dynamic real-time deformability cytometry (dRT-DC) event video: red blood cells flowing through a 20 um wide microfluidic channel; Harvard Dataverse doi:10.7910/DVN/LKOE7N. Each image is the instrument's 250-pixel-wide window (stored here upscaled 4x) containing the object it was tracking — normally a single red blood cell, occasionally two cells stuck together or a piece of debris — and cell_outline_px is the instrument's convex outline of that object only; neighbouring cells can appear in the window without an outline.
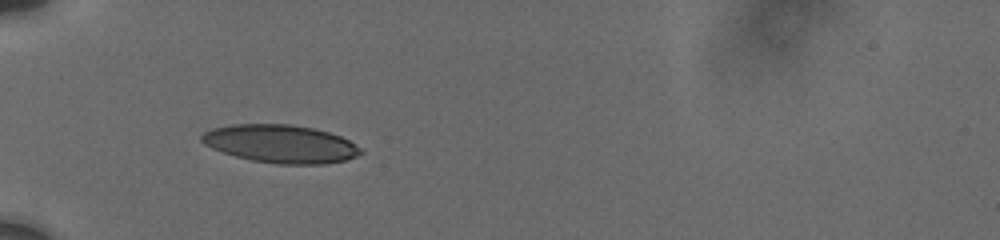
{"species": "human", "species_latin": "Homo sapiens", "temperature_condition": "cold", "stored_images_in_passage": 12, "camera_frame_rate_fps": 3000, "um_per_image_px": 0.085, "donor": {"sex": "male"}, "frame": {"image": 1, "passage_image": 1, "time_ms": 0.0, "image_size_px": [1000, 240], "cell_outline_px": [[364, 152], [356, 156], [344, 160], [324, 164], [280, 164], [252, 160], [236, 156], [212, 148], [204, 144], [200, 140], [200, 136], [204, 132], [212, 128], [232, 124], [292, 124], [312, 128], [328, 132], [340, 136], [348, 140], [360, 148]], "centroid_in_image_um": [23.83, 12.22], "position_along_channel_um": 61.2, "area_um2": 35.08}}
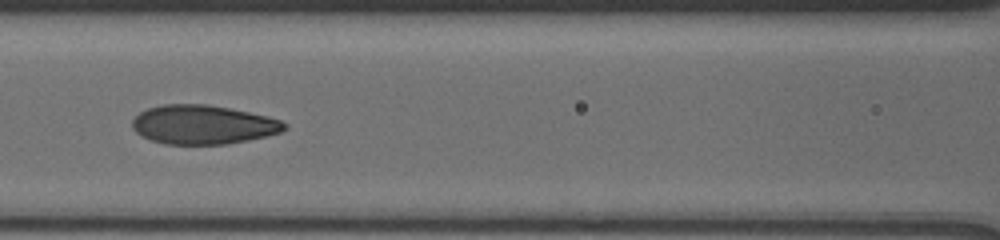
{"frame": {"image": 2, "passage_image": 6, "time_ms": 2.667, "image_size_px": [1000, 240], "cell_outline_px": [[288, 128], [280, 132], [248, 140], [228, 144], [164, 144], [140, 136], [132, 128], [132, 120], [140, 112], [148, 108], [164, 104], [208, 104], [268, 116], [280, 120], [288, 124]], "centroid_in_image_um": [17.25, 10.59], "position_along_channel_um": 149.4, "area_um2": 34.62}}
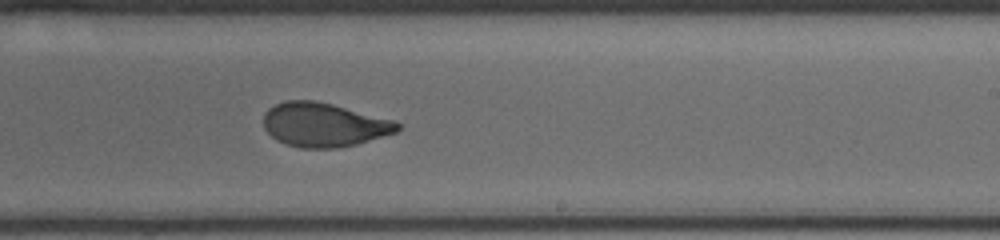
{"frame": {"image": 3, "passage_image": 12, "time_ms": 5.667, "image_size_px": [1000, 240], "cell_outline_px": [[404, 124], [396, 132], [356, 144], [336, 148], [300, 148], [284, 144], [276, 140], [264, 128], [264, 112], [268, 108], [284, 100], [316, 100], [332, 104], [392, 120]], "centroid_in_image_um": [27.5, 10.6], "position_along_channel_um": 261.5, "area_um2": 34.33}}